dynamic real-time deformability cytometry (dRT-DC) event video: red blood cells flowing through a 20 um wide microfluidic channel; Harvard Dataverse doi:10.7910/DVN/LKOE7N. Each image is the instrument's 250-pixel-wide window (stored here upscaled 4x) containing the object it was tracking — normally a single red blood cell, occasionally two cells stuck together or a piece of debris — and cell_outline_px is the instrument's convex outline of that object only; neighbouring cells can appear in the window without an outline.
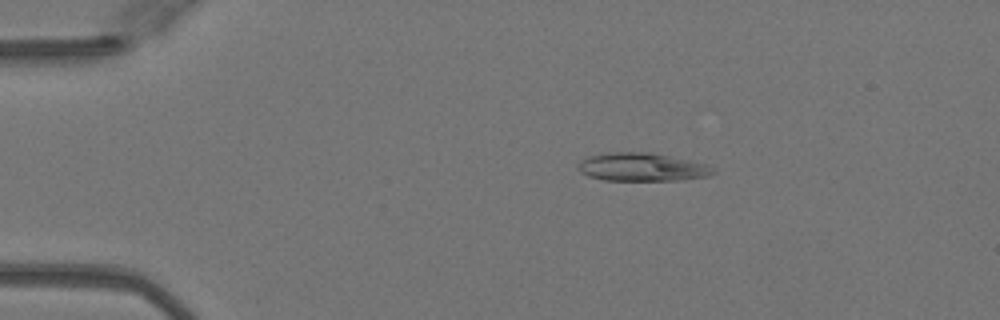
{"species": "Egyptian fruit bat (a non-hibernating species)", "species_latin": "Rousettus aegyptiacus", "temperature_condition": "warm", "stored_images_in_passage": 50, "camera_frame_rate_fps": 3000, "um_per_image_px": 0.085, "animal": {"sex": "female"}, "frame": {"image": 1, "passage_image": 10, "time_ms": 3.0, "image_size_px": [1000, 320], "cell_outline_px": [[716, 172], [708, 176], [680, 180], [604, 180], [588, 176], [580, 172], [580, 160], [588, 156], [604, 152], [648, 152], [708, 164], [716, 168]], "centroid_in_image_um": [54.59, 14.2], "position_along_channel_um": 30.4, "area_um2": 22.2}}
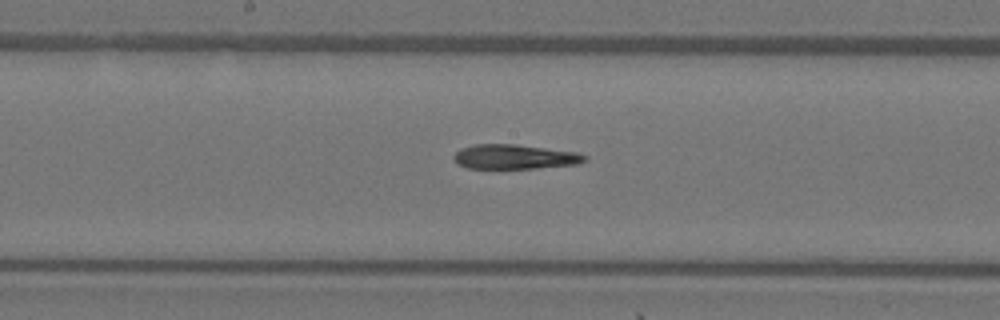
{"frame": {"image": 2, "passage_image": 27, "time_ms": 8.667, "image_size_px": [1000, 320], "cell_outline_px": [[588, 160], [576, 164], [536, 168], [468, 168], [452, 160], [452, 156], [460, 148], [476, 144], [516, 144], [580, 152], [588, 156]], "centroid_in_image_um": [43.78, 13.31], "position_along_channel_um": 204.4, "area_um2": 18.9}}
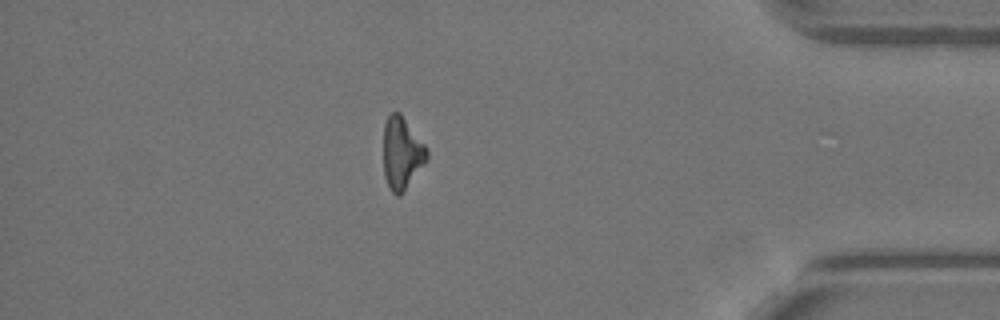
{"frame": {"image": 3, "passage_image": 44, "time_ms": 14.333, "image_size_px": [1000, 320], "cell_outline_px": [[428, 160], [400, 196], [396, 196], [392, 192], [384, 176], [384, 124], [388, 116], [392, 112], [400, 112], [428, 148]], "centroid_in_image_um": [34.17, 13.02], "position_along_channel_um": 401.0, "area_um2": 18.38}}